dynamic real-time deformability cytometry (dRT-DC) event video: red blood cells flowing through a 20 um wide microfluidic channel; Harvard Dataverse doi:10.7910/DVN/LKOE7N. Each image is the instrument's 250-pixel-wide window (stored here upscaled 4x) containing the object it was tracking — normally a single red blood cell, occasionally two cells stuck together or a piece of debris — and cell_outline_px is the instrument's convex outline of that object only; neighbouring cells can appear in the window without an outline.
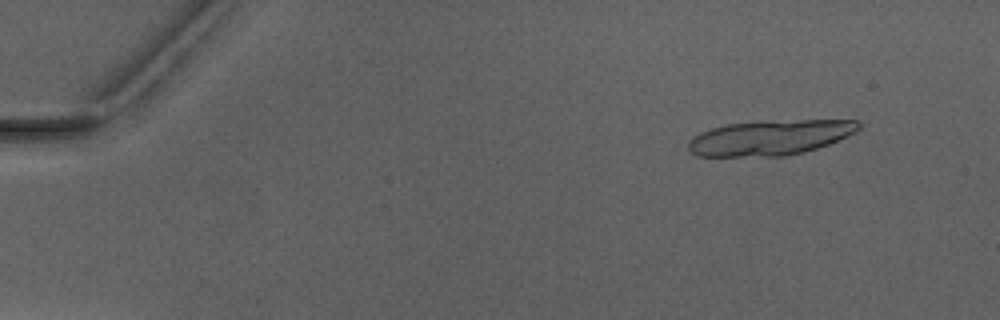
{"species": "Egyptian fruit bat (a non-hibernating species)", "species_latin": "Rousettus aegyptiacus", "temperature_condition": "warm", "stored_images_in_passage": 6, "camera_frame_rate_fps": 3000, "um_per_image_px": 0.085, "animal": {"sex": "male"}, "frame": {"image": 1, "passage_image": 2, "time_ms": 1.333, "image_size_px": [1000, 320], "cell_outline_px": [[864, 124], [856, 132], [828, 144], [804, 152], [784, 156], [696, 156], [688, 152], [688, 140], [700, 132], [712, 128], [728, 124], [800, 120], [860, 120]], "centroid_in_image_um": [65.47, 11.71], "position_along_channel_um": 19.5, "area_um2": 34.68}}